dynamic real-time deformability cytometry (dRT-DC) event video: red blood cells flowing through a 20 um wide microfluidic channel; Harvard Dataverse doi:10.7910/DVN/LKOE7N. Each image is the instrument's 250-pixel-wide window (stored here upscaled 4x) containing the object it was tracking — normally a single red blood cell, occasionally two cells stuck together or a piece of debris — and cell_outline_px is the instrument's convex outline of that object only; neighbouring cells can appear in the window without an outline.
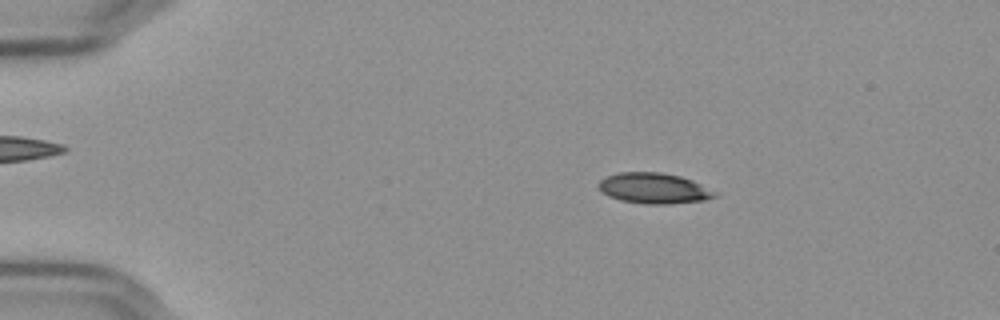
{"species": "Egyptian fruit bat (a non-hibernating species)", "species_latin": "Rousettus aegyptiacus", "temperature_condition": "cold", "stored_images_in_passage": 56, "camera_frame_rate_fps": 3000, "um_per_image_px": 0.085, "frame": {"image": 1, "passage_image": 10, "time_ms": 3.0, "image_size_px": [1000, 320], "cell_outline_px": [[720, 196], [704, 200], [668, 204], [648, 204], [620, 200], [608, 196], [600, 188], [600, 180], [604, 176], [620, 172], [660, 172], [680, 176], [692, 180], [720, 192]], "centroid_in_image_um": [55.65, 16.0], "position_along_channel_um": 29.3, "area_um2": 20.87}}
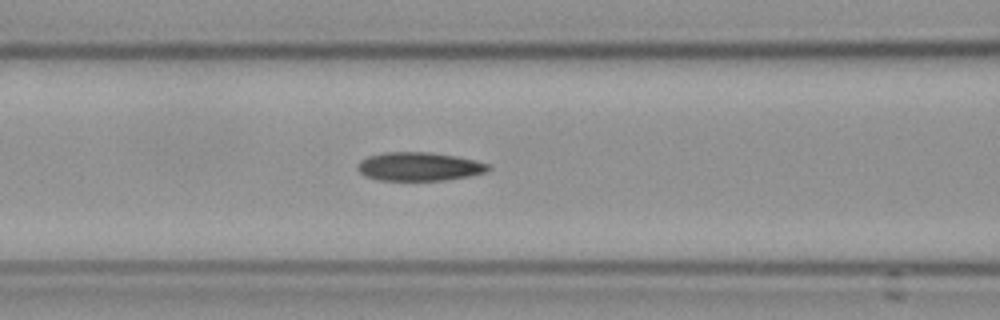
{"frame": {"image": 2, "passage_image": 24, "time_ms": 7.667, "image_size_px": [1000, 320], "cell_outline_px": [[492, 168], [484, 172], [472, 176], [448, 180], [380, 180], [364, 176], [356, 168], [356, 164], [360, 160], [368, 156], [384, 152], [428, 152], [456, 156], [488, 164]], "centroid_in_image_um": [35.59, 14.16], "position_along_channel_um": 131.0, "area_um2": 21.85}}
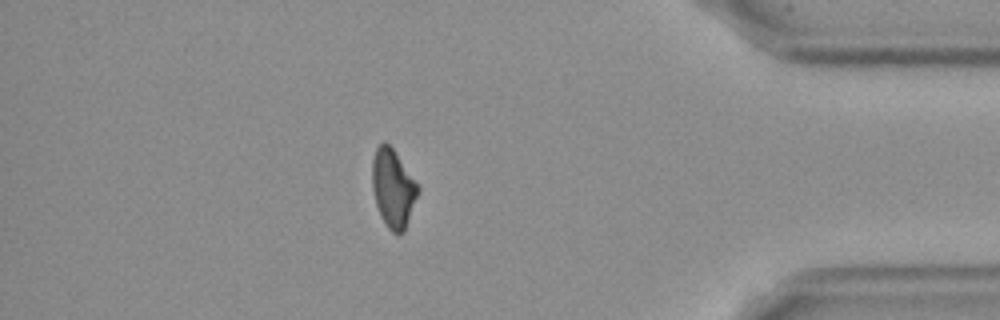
{"frame": {"image": 3, "passage_image": 49, "time_ms": 16.0, "image_size_px": [1000, 320], "cell_outline_px": [[420, 192], [404, 232], [400, 236], [396, 236], [388, 228], [380, 216], [376, 204], [372, 188], [372, 160], [376, 148], [384, 140], [392, 148], [420, 188]], "centroid_in_image_um": [33.41, 16.06], "position_along_channel_um": 401.8, "area_um2": 20.98}, "authors_computed_cell_mechanics": {"area_um2": 21.386, "velocity_mm_per_s": 3.6397, "shape_relaxation_time_tau1_ms": 5.912, "shape_relaxation_time_tau2_ms": 4.3086, "deformation_change_tau1": 0.1538, "deformation_change_tau2": 0.1059}}